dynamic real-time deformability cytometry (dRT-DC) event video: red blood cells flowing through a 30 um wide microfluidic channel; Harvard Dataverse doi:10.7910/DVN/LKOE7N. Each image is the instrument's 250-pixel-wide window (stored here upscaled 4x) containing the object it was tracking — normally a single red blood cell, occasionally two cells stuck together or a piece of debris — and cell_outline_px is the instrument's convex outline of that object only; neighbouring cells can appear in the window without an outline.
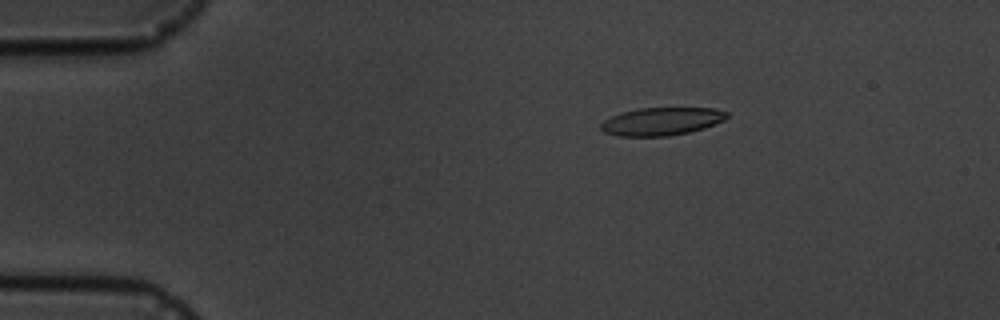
{"species": "common noctule bat (a hibernating species)", "species_latin": "Nyctalus noctula", "temperature_condition": "cold", "stored_images_in_passage": 4, "camera_frame_rate_fps": 3000, "um_per_image_px": 0.085, "animal": {"sex": "male", "body_mass_g": 19.5, "forearm_length_mm": 54.6}, "frame": {"image": 1, "passage_image": 2, "time_ms": 1.333, "image_size_px": [1000, 320], "cell_outline_px": [[728, 116], [724, 120], [704, 128], [688, 132], [668, 136], [620, 136], [604, 132], [600, 128], [600, 124], [604, 120], [612, 116], [624, 112], [640, 108], [712, 108], [728, 112]], "centroid_in_image_um": [56.23, 10.32], "position_along_channel_um": 28.8, "area_um2": 20.29}}
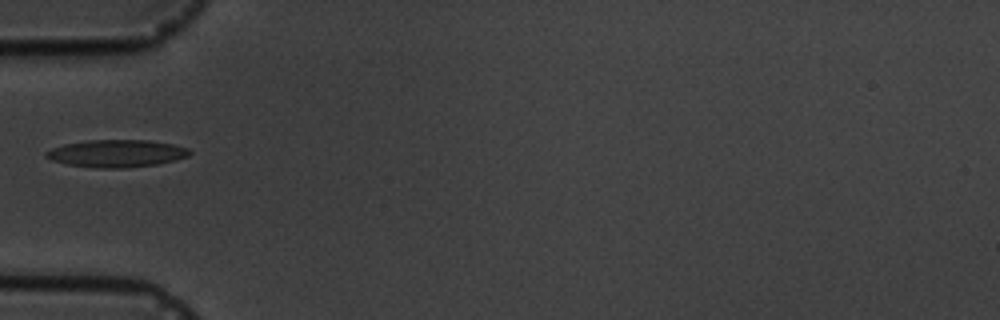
{"frame": {"image": 2, "passage_image": 4, "time_ms": 4.333, "image_size_px": [1000, 320], "cell_outline_px": [[192, 152], [188, 156], [176, 160], [156, 164], [128, 168], [96, 168], [68, 164], [52, 160], [44, 156], [44, 152], [52, 148], [64, 144], [88, 140], [148, 140], [172, 144], [188, 148]], "centroid_in_image_um": [9.91, 13.04], "position_along_channel_um": 75.1, "area_um2": 22.95}}